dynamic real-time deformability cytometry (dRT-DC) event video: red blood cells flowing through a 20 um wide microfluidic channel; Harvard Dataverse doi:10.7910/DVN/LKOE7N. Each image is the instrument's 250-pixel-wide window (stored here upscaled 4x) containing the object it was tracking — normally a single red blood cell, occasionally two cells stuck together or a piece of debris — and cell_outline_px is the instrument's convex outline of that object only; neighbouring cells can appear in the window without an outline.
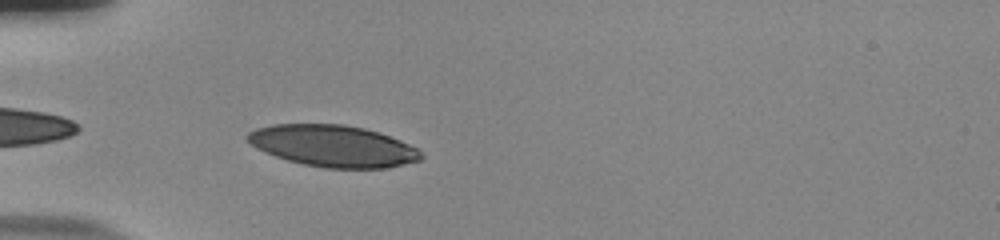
{"species": "human", "species_latin": "Homo sapiens", "temperature_condition": "room temperature", "stored_images_in_passage": 36, "camera_frame_rate_fps": 3000, "um_per_image_px": 0.085, "donor": {"sex": "male"}, "frame": {"image": 1, "passage_image": 2, "time_ms": 0.333, "image_size_px": [1000, 240], "cell_outline_px": [[424, 156], [420, 160], [388, 168], [324, 168], [304, 164], [288, 160], [264, 152], [256, 148], [244, 140], [244, 136], [248, 132], [256, 128], [272, 124], [344, 124], [364, 128], [380, 132], [400, 140], [416, 148]], "centroid_in_image_um": [28.27, 12.4], "position_along_channel_um": 56.7, "area_um2": 42.31}}
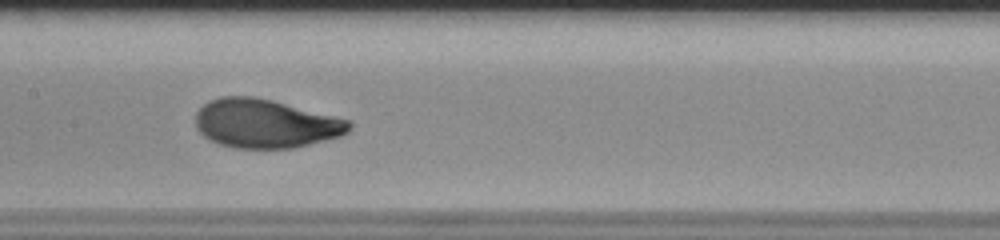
{"frame": {"image": 2, "passage_image": 13, "time_ms": 4.0, "image_size_px": [1000, 240], "cell_outline_px": [[352, 128], [348, 132], [340, 136], [292, 148], [236, 148], [220, 144], [208, 140], [196, 128], [196, 112], [208, 100], [220, 96], [252, 96], [272, 100], [348, 120], [352, 124]], "centroid_in_image_um": [22.52, 10.5], "position_along_channel_um": 184.9, "area_um2": 43.47}}
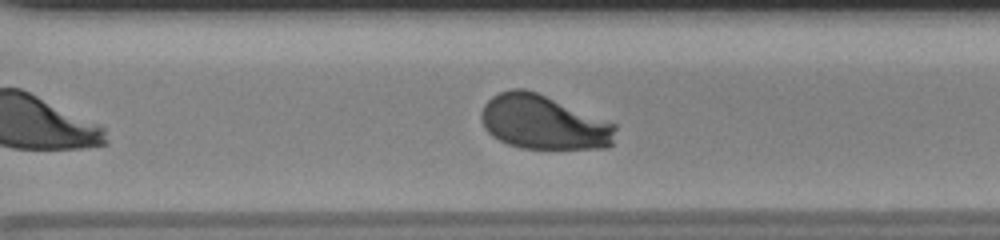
{"frame": {"image": 3, "passage_image": 24, "time_ms": 7.667, "image_size_px": [1000, 240], "cell_outline_px": [[616, 128], [612, 144], [608, 148], [520, 148], [508, 144], [492, 136], [484, 128], [480, 120], [480, 112], [484, 104], [492, 96], [500, 92], [512, 88], [524, 88], [536, 92], [616, 124]], "centroid_in_image_um": [46.16, 10.4], "position_along_channel_um": 324.4, "area_um2": 42.31}, "authors_computed_cell_mechanics": {"area_um2": 43.2344, "velocity_mm_per_s": 3.8173, "shape_relaxation_time_tau1_ms": 2.9887, "shape_relaxation_time_tau2_ms": null, "deformation_change_tau1": 0.1771, "deformation_change_tau2": null}}